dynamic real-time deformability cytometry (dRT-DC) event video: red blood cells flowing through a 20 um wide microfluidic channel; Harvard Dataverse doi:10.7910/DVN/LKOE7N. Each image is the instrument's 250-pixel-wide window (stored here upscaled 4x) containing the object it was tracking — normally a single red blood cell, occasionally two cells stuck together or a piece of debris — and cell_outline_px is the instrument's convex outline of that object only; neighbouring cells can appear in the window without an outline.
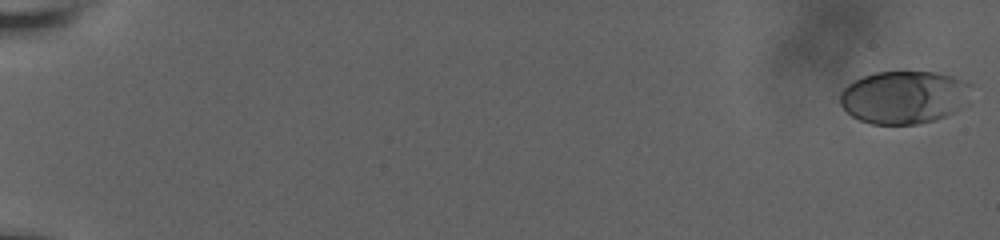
{"species": "human", "species_latin": "Homo sapiens", "temperature_condition": "room temperature", "stored_images_in_passage": 17, "camera_frame_rate_fps": 3000, "um_per_image_px": 0.085, "donor": {"sex": "male"}, "frame": {"image": 1, "passage_image": 1, "time_ms": 0.0, "image_size_px": [1000, 240], "cell_outline_px": [[972, 84], [968, 104], [944, 116], [932, 120], [916, 124], [872, 124], [860, 120], [852, 116], [840, 104], [840, 92], [848, 84], [864, 76], [876, 72], [936, 72], [952, 76]], "centroid_in_image_um": [76.87, 8.26], "position_along_channel_um": 8.1, "area_um2": 40.4}}
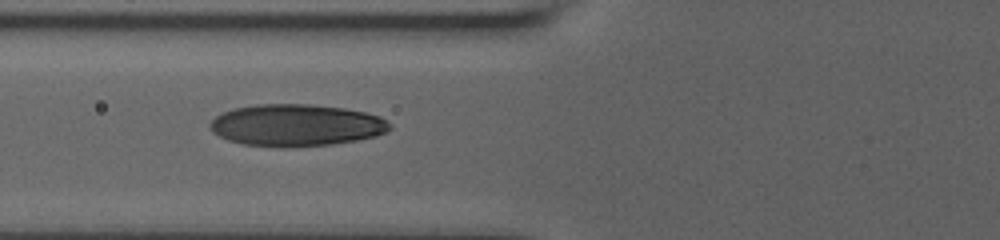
{"frame": {"image": 2, "passage_image": 15, "time_ms": 8.667, "image_size_px": [1000, 240], "cell_outline_px": [[392, 128], [388, 132], [376, 136], [360, 140], [332, 144], [288, 148], [284, 148], [244, 144], [228, 140], [212, 132], [208, 124], [216, 116], [232, 108], [256, 104], [308, 104], [344, 108], [364, 112], [380, 116], [392, 124]], "centroid_in_image_um": [25.2, 10.65], "position_along_channel_um": 100.6, "area_um2": 44.39}}
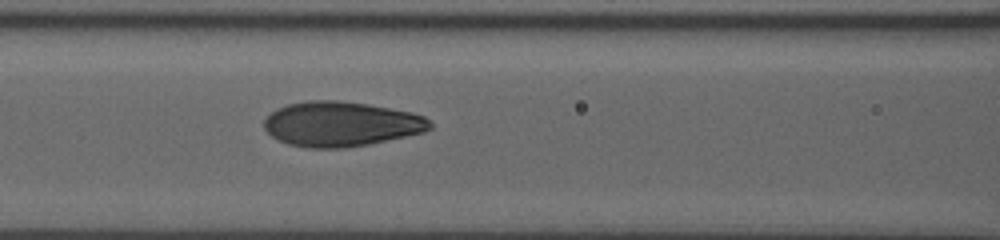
{"frame": {"image": 3, "passage_image": 17, "time_ms": 9.667, "image_size_px": [1000, 240], "cell_outline_px": [[432, 128], [424, 132], [368, 144], [344, 148], [308, 148], [288, 144], [272, 136], [264, 128], [264, 120], [276, 108], [288, 104], [308, 100], [340, 100], [368, 104], [412, 112], [424, 116], [432, 124]], "centroid_in_image_um": [28.99, 10.53], "position_along_channel_um": 137.6, "area_um2": 43.35}}